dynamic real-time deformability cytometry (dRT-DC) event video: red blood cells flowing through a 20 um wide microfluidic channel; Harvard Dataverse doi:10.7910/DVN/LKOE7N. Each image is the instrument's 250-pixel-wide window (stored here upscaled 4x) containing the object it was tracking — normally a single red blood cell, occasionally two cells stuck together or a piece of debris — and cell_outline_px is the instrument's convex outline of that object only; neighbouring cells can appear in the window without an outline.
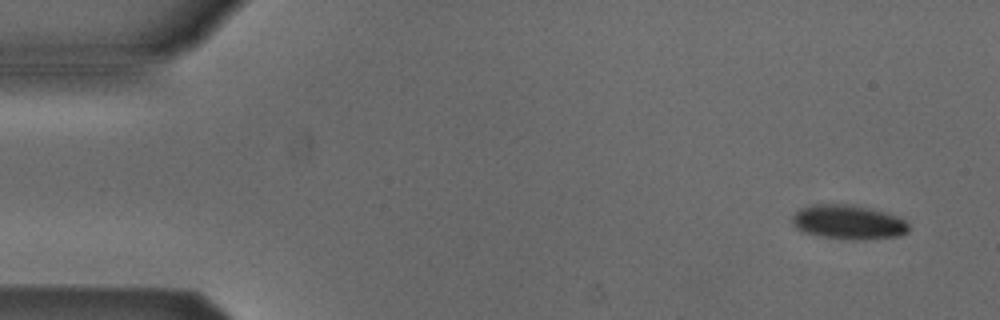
{"species": "Egyptian fruit bat (a non-hibernating species)", "species_latin": "Rousettus aegyptiacus", "temperature_condition": "cold", "stored_images_in_passage": 6, "camera_frame_rate_fps": 3000, "um_per_image_px": 0.085, "animal": {"sex": "male"}, "frame": {"image": 1, "passage_image": 1, "time_ms": 0.0, "image_size_px": [1000, 320], "cell_outline_px": [[908, 232], [900, 236], [856, 240], [852, 240], [820, 236], [804, 232], [796, 228], [792, 224], [792, 216], [800, 208], [812, 204], [852, 204], [884, 212], [896, 216], [904, 220], [908, 224]], "centroid_in_image_um": [72.08, 18.88], "position_along_channel_um": 12.9, "area_um2": 23.29}}
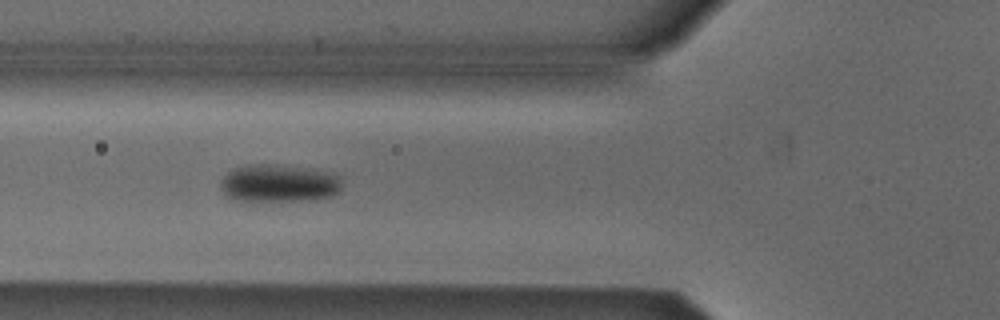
{"frame": {"image": 2, "passage_image": 5, "time_ms": 5.333, "image_size_px": [1000, 320], "cell_outline_px": [[340, 192], [332, 196], [300, 200], [236, 200], [228, 196], [220, 188], [220, 180], [228, 172], [236, 168], [248, 164], [276, 164], [312, 168], [340, 176]], "centroid_in_image_um": [23.7, 15.55], "position_along_channel_um": 102.1, "area_um2": 26.47}}
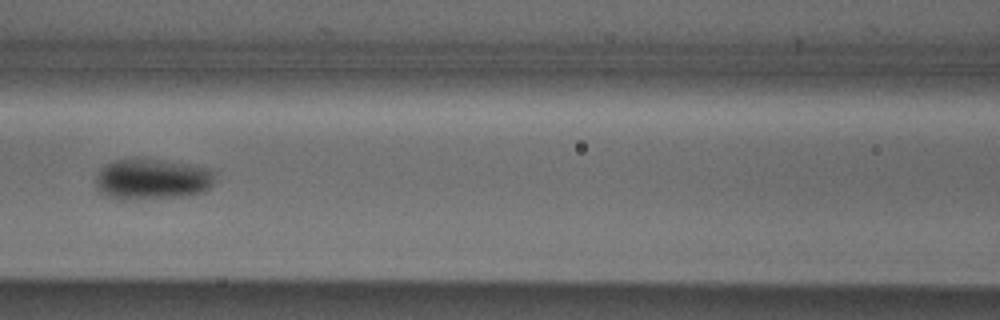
{"frame": {"image": 3, "passage_image": 6, "time_ms": 6.667, "image_size_px": [1000, 320], "cell_outline_px": [[216, 180], [204, 192], [188, 196], [124, 200], [120, 200], [108, 196], [100, 192], [96, 188], [96, 176], [100, 168], [112, 160], [132, 156], [148, 156], [208, 168], [216, 172]], "centroid_in_image_um": [12.92, 15.18], "position_along_channel_um": 153.7, "area_um2": 29.65}}